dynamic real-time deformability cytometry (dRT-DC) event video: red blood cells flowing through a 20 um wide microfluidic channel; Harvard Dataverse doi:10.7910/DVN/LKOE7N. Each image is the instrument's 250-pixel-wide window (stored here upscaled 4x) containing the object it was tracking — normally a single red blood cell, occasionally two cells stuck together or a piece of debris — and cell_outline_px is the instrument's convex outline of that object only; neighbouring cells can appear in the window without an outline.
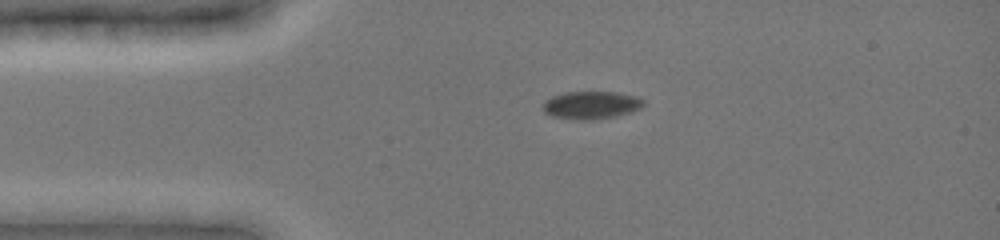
{"species": "common noctule bat (a hibernating species)", "species_latin": "Nyctalus noctula", "temperature_condition": "cold", "stored_images_in_passage": 39, "camera_frame_rate_fps": 3000, "um_per_image_px": 0.085, "animal": {"sex": "female", "body_mass_g": 19.0, "forearm_length_mm": 51.5}, "frame": {"image": 1, "passage_image": 1, "time_ms": 0.0, "image_size_px": [1000, 240], "cell_outline_px": [[644, 104], [640, 108], [632, 112], [616, 116], [592, 120], [580, 120], [552, 116], [544, 112], [544, 100], [552, 96], [564, 92], [616, 92], [636, 96], [644, 100]], "centroid_in_image_um": [50.26, 8.93], "position_along_channel_um": 34.7, "area_um2": 16.3}}
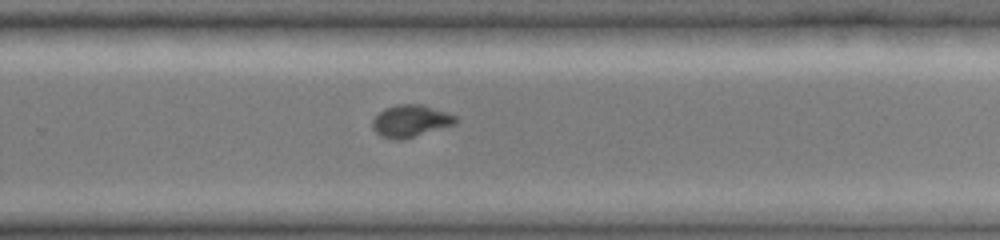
{"frame": {"image": 2, "passage_image": 23, "time_ms": 7.333, "image_size_px": [1000, 240], "cell_outline_px": [[460, 120], [456, 124], [404, 140], [396, 140], [380, 136], [372, 128], [372, 120], [384, 108], [396, 104], [420, 104], [456, 116]], "centroid_in_image_um": [34.89, 10.3], "position_along_channel_um": 294.9, "area_um2": 15.66}}
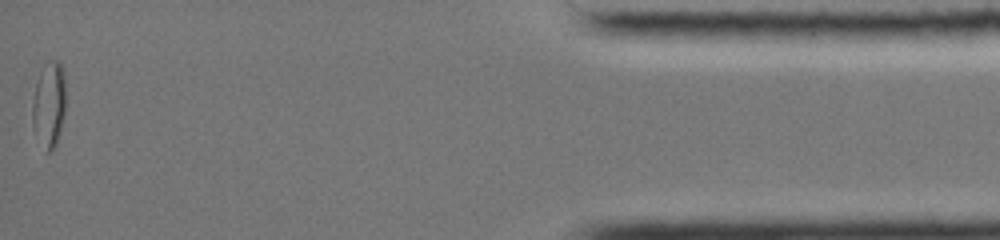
{"frame": {"image": 3, "passage_image": 39, "time_ms": 12.667, "image_size_px": [1000, 240], "cell_outline_px": [[64, 112], [56, 144], [48, 152], [44, 152], [32, 124], [32, 104], [36, 84], [40, 72], [48, 60], [56, 60], [64, 68]], "centroid_in_image_um": [4.15, 8.87], "position_along_channel_um": 431.0, "area_um2": 16.36}}